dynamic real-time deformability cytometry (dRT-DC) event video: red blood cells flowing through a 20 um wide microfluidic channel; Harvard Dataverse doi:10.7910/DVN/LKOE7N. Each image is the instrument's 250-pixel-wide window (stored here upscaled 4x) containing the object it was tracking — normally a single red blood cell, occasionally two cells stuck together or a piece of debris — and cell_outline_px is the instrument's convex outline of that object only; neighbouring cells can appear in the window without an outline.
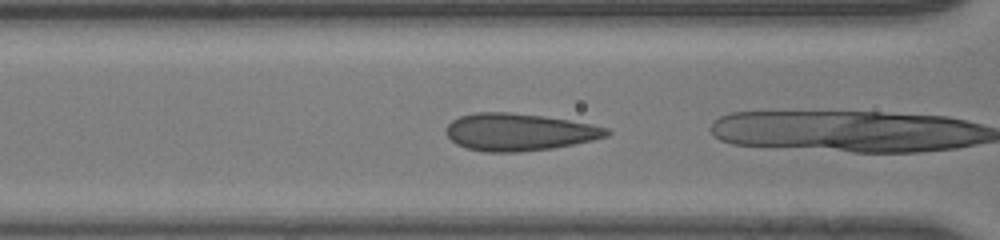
{"species": "human", "species_latin": "Homo sapiens", "temperature_condition": "room temperature", "stored_images_in_passage": 15, "camera_frame_rate_fps": 3000, "um_per_image_px": 0.085, "donor": {"sex": "male"}, "frame": {"image": 1, "passage_image": 13, "time_ms": 4.0, "image_size_px": [1000, 240], "cell_outline_px": [[612, 132], [608, 136], [592, 140], [552, 148], [520, 152], [484, 152], [468, 148], [456, 144], [444, 132], [448, 124], [452, 120], [460, 116], [476, 112], [508, 112], [544, 116], [592, 124], [608, 128]], "centroid_in_image_um": [44.11, 11.22], "position_along_channel_um": 122.5, "area_um2": 34.91}}